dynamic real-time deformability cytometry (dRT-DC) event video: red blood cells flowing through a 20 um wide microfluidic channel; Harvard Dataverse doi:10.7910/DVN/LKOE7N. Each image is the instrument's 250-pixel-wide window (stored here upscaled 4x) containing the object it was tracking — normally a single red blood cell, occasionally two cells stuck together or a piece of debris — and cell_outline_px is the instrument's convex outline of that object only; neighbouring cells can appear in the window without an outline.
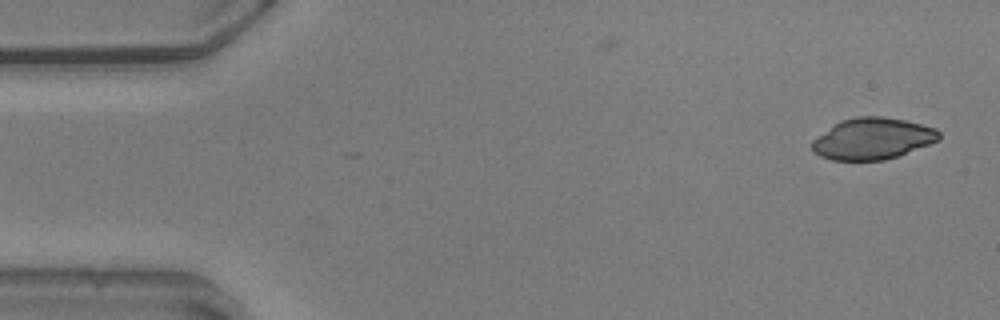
{"species": "common noctule bat (a hibernating species)", "species_latin": "Nyctalus noctula", "temperature_condition": "warm", "stored_images_in_passage": 54, "camera_frame_rate_fps": 3000, "um_per_image_px": 0.085, "animal": {"sex": "male", "body_mass_g": 20.5, "forearm_length_mm": 52.5}, "frame": {"image": 1, "passage_image": 1, "time_ms": 0.0, "image_size_px": [1000, 320], "cell_outline_px": [[940, 140], [896, 156], [884, 160], [832, 160], [820, 156], [812, 152], [812, 140], [840, 120], [856, 116], [884, 116], [904, 120], [936, 128], [940, 132]], "centroid_in_image_um": [74.15, 11.78], "position_along_channel_um": 10.8, "area_um2": 30.58}}